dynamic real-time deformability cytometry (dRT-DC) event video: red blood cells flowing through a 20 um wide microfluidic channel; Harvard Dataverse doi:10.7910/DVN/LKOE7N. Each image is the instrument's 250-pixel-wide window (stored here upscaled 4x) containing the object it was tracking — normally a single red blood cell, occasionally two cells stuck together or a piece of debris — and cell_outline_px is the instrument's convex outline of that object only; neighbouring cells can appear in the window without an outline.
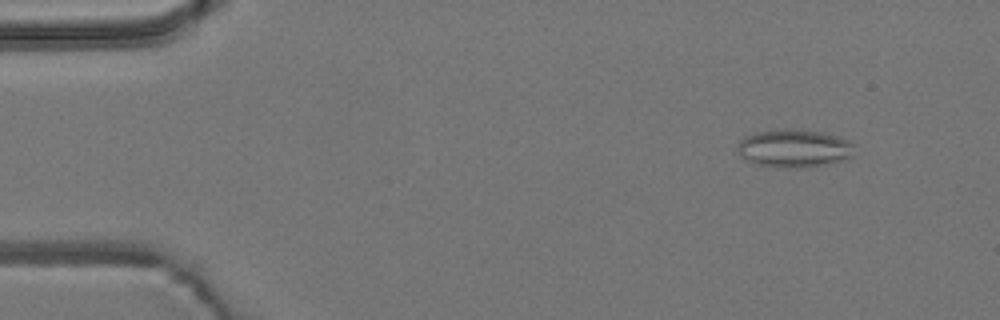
{"species": "common noctule bat (a hibernating species)", "species_latin": "Nyctalus noctula", "temperature_condition": "room temperature", "stored_images_in_passage": 54, "camera_frame_rate_fps": 3000, "um_per_image_px": 0.085, "animal": {"sex": "male", "body_mass_g": 19.2, "forearm_length_mm": 51.8}, "frame": {"image": 1, "passage_image": 6, "time_ms": 1.667, "image_size_px": [1000, 320], "cell_outline_px": [[856, 144], [852, 156], [840, 160], [824, 164], [800, 168], [776, 168], [752, 164], [744, 160], [740, 156], [736, 148], [740, 140], [744, 136], [756, 132], [784, 128], [820, 132], [852, 140]], "centroid_in_image_um": [67.45, 12.62], "position_along_channel_um": 17.5, "area_um2": 26.36}}
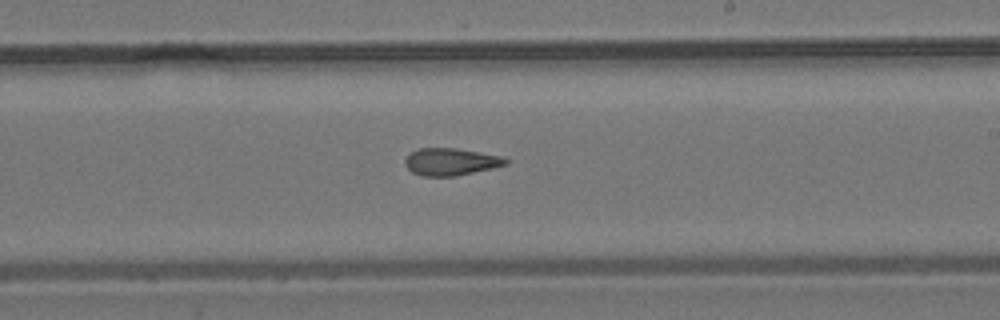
{"frame": {"image": 2, "passage_image": 32, "time_ms": 10.333, "image_size_px": [1000, 320], "cell_outline_px": [[508, 164], [492, 168], [456, 176], [424, 176], [412, 172], [404, 164], [404, 160], [412, 152], [420, 148], [456, 148], [504, 156], [508, 160]], "centroid_in_image_um": [38.34, 13.75], "position_along_channel_um": 250.7, "area_um2": 15.95}}
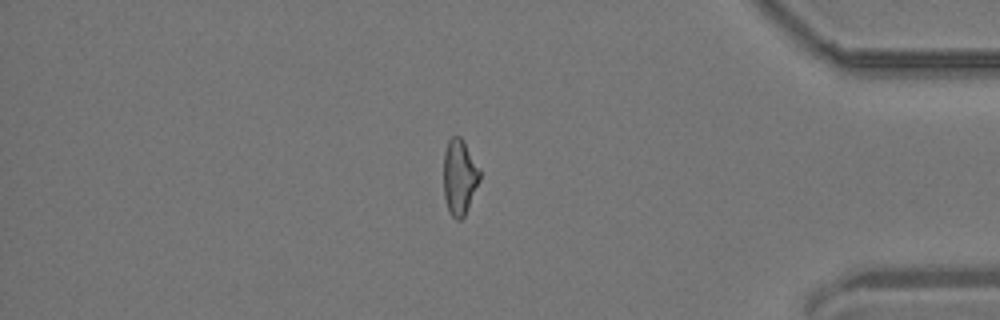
{"frame": {"image": 3, "passage_image": 46, "time_ms": 15.0, "image_size_px": [1000, 320], "cell_outline_px": [[480, 180], [464, 216], [460, 220], [456, 220], [448, 212], [444, 196], [444, 152], [448, 140], [452, 136], [460, 136], [464, 140], [480, 168]], "centroid_in_image_um": [39.06, 15.03], "position_along_channel_um": 396.1, "area_um2": 16.07}, "authors_computed_cell_mechanics": {"area_um2": 16.6175, "velocity_mm_per_s": 3.8368, "shape_relaxation_time_tau1_ms": null, "shape_relaxation_time_tau2_ms": 4.7152, "deformation_change_tau1": null, "deformation_change_tau2": 0.1432}}